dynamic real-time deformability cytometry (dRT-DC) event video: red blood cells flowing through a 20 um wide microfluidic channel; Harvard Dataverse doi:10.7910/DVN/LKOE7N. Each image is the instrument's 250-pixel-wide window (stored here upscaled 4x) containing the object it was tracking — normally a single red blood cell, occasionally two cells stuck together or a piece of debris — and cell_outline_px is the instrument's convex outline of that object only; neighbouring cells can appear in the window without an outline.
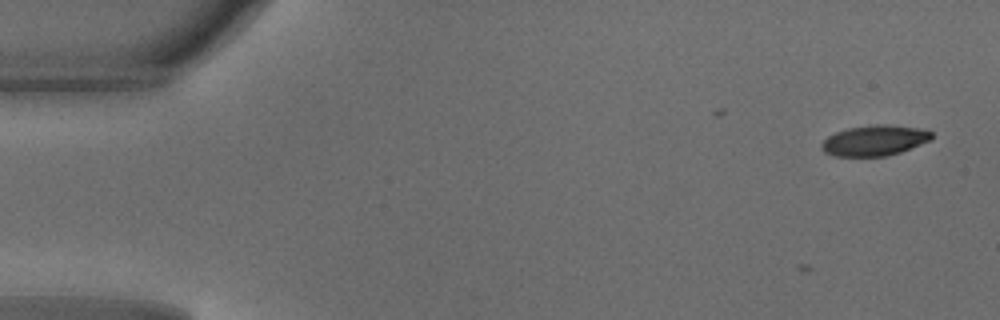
{"species": "common noctule bat (a hibernating species)", "species_latin": "Nyctalus noctula", "temperature_condition": "warm", "stored_images_in_passage": 5, "camera_frame_rate_fps": 3000, "um_per_image_px": 0.085, "animal": {"sex": "male", "body_mass_g": 18.8}, "frame": {"image": 1, "passage_image": 1, "time_ms": 0.0, "image_size_px": [1000, 320], "cell_outline_px": [[932, 140], [900, 152], [888, 156], [836, 156], [824, 152], [820, 148], [820, 144], [828, 136], [836, 132], [848, 128], [876, 124], [884, 124], [920, 128], [932, 132]], "centroid_in_image_um": [74.33, 11.94], "position_along_channel_um": 10.7, "area_um2": 19.59}}